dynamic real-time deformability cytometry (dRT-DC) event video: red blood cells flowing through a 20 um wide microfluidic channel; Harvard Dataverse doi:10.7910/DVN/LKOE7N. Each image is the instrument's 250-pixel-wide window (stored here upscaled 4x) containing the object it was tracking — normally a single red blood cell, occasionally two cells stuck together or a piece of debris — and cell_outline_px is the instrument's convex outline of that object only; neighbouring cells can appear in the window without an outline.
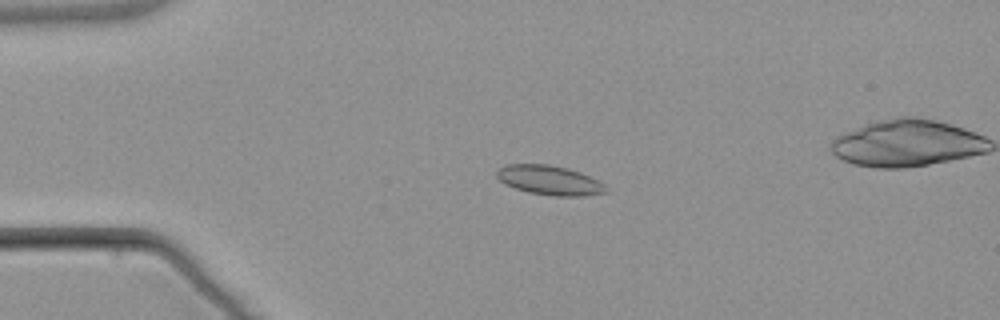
{"species": "common noctule bat (a hibernating species)", "species_latin": "Nyctalus noctula", "temperature_condition": "warm", "stored_images_in_passage": 5, "camera_frame_rate_fps": 3000, "um_per_image_px": 0.085, "animal": {"sex": "male", "body_mass_g": 21.5, "forearm_length_mm": 52.0}, "frame": {"image": 1, "passage_image": 3, "time_ms": 2.333, "image_size_px": [1000, 320], "cell_outline_px": [[608, 192], [584, 196], [552, 196], [528, 192], [504, 184], [496, 176], [496, 172], [504, 164], [548, 164], [568, 168], [580, 172], [604, 184], [608, 188]], "centroid_in_image_um": [46.7, 15.32], "position_along_channel_um": 38.3, "area_um2": 18.79}}